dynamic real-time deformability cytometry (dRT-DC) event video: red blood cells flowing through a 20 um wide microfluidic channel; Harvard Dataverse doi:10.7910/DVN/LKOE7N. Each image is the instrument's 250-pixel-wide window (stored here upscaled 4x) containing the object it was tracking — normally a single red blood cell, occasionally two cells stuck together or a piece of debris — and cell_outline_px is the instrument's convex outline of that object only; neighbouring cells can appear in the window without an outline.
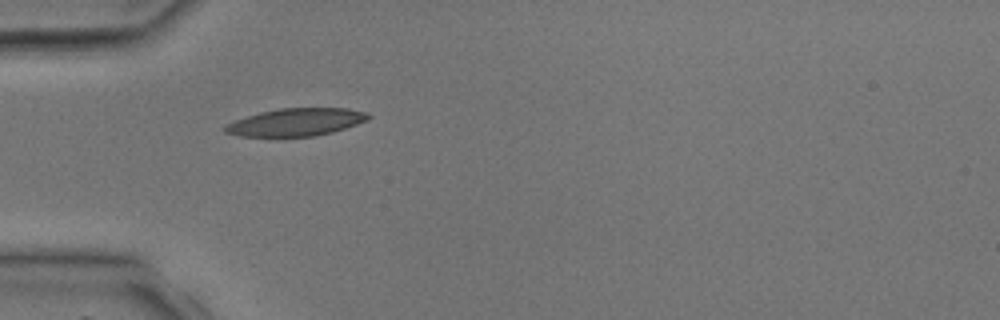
{"species": "common noctule bat (a hibernating species)", "species_latin": "Nyctalus noctula", "temperature_condition": "room temperature", "stored_images_in_passage": 2, "camera_frame_rate_fps": 3000, "um_per_image_px": 0.085, "animal": {"sex": "male", "body_mass_g": 17.9, "forearm_length_mm": 54.2}, "frame": {"image": 1, "passage_image": 1, "time_ms": 0.0, "image_size_px": [1000, 320], "cell_outline_px": [[372, 116], [368, 120], [332, 132], [316, 136], [240, 136], [224, 132], [224, 128], [228, 124], [236, 120], [260, 112], [280, 108], [348, 108], [368, 112]], "centroid_in_image_um": [25.21, 10.37], "position_along_channel_um": 59.8, "area_um2": 22.89}}